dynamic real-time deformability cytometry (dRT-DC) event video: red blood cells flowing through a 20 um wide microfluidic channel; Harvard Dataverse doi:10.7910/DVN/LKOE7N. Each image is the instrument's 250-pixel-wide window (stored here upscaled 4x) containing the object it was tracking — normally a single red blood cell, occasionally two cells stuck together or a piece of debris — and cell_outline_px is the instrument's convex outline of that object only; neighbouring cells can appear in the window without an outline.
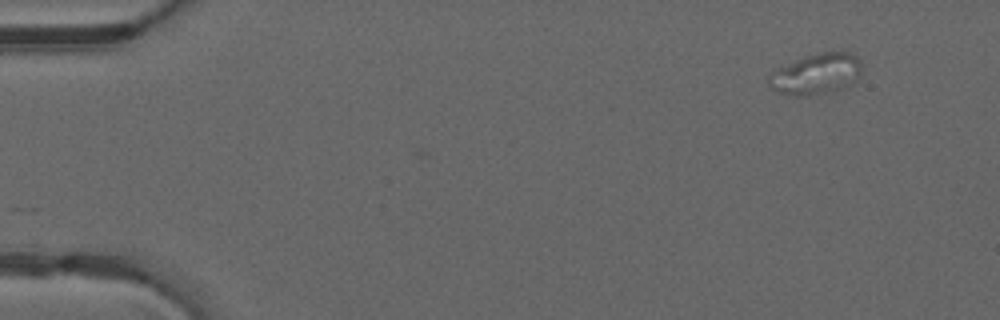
{"species": "common noctule bat (a hibernating species)", "species_latin": "Nyctalus noctula", "temperature_condition": "warm", "stored_images_in_passage": 27, "camera_frame_rate_fps": 3000, "um_per_image_px": 0.085, "animal": {"sex": "male", "forearm_length_mm": 52.5}, "frame": {"image": 1, "passage_image": 1, "time_ms": 0.0, "image_size_px": [1000, 320], "cell_outline_px": [[860, 72], [856, 80], [840, 88], [824, 92], [804, 96], [796, 96], [780, 92], [768, 88], [768, 80], [772, 72], [804, 56], [820, 52], [848, 52], [856, 56], [860, 64]], "centroid_in_image_um": [69.34, 6.28], "position_along_channel_um": 15.7, "area_um2": 21.5}}
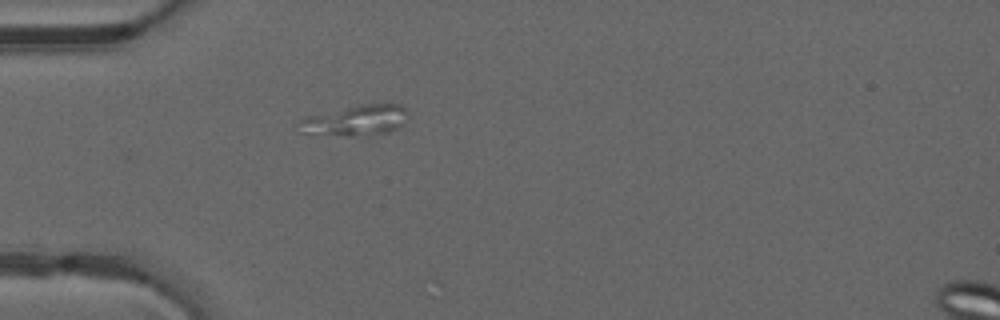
{"frame": {"image": 2, "passage_image": 12, "time_ms": 3.667, "image_size_px": [1000, 320], "cell_outline_px": [[408, 116], [396, 128], [388, 132], [300, 132], [300, 120], [308, 116], [360, 104], [400, 104], [408, 112]], "centroid_in_image_um": [30.31, 10.14], "position_along_channel_um": 54.7, "area_um2": 17.57}}